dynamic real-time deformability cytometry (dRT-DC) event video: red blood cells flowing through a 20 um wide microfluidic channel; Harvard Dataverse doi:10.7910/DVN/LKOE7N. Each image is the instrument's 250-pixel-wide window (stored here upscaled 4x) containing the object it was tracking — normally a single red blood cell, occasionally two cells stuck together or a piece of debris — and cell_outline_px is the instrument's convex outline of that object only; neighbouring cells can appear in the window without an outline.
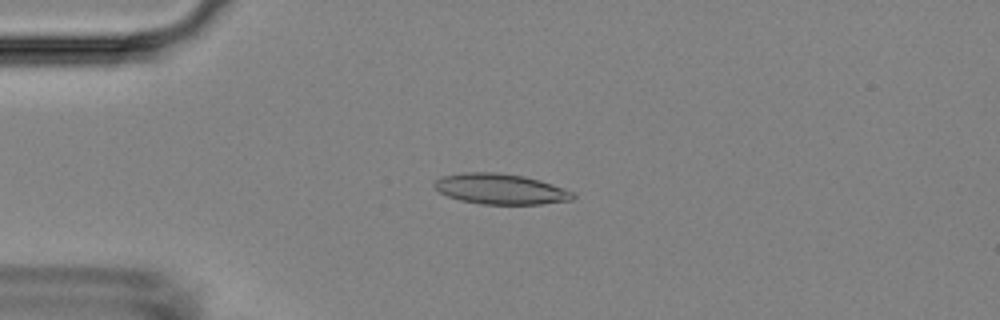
{"species": "Egyptian fruit bat (a non-hibernating species)", "species_latin": "Rousettus aegyptiacus", "temperature_condition": "room temperature", "stored_images_in_passage": 44, "camera_frame_rate_fps": 3000, "um_per_image_px": 0.085, "animal": {"sex": "female"}, "frame": {"image": 1, "passage_image": 3, "time_ms": 0.667, "image_size_px": [1000, 320], "cell_outline_px": [[576, 196], [572, 200], [540, 204], [480, 204], [460, 200], [448, 196], [440, 192], [432, 184], [436, 180], [444, 176], [464, 172], [496, 172], [524, 176], [540, 180], [564, 188], [572, 192]], "centroid_in_image_um": [42.55, 16.06], "position_along_channel_um": 42.4, "area_um2": 24.57}}
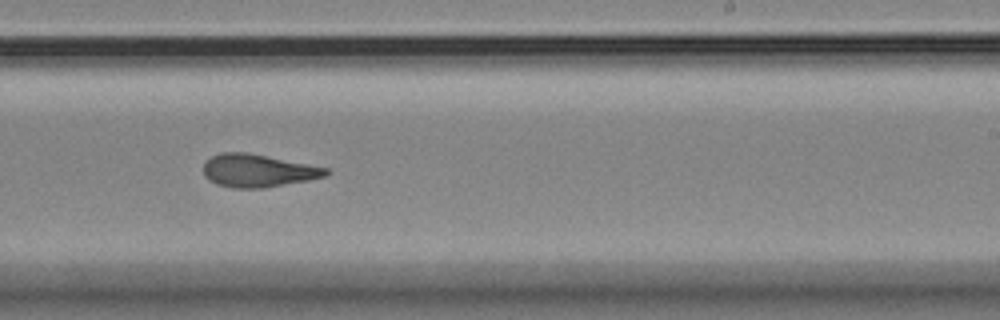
{"frame": {"image": 2, "passage_image": 23, "time_ms": 7.333, "image_size_px": [1000, 320], "cell_outline_px": [[332, 172], [328, 176], [308, 180], [260, 188], [232, 188], [216, 184], [208, 180], [204, 176], [204, 160], [220, 152], [244, 152], [308, 164], [328, 168]], "centroid_in_image_um": [21.9, 14.51], "position_along_channel_um": 267.1, "area_um2": 23.41}}
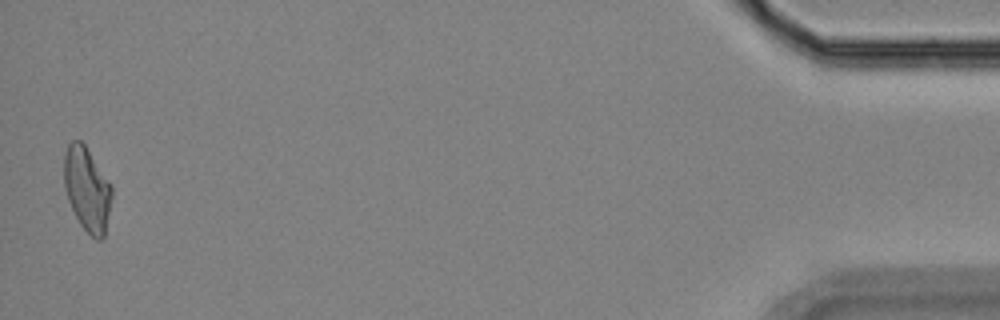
{"frame": {"image": 3, "passage_image": 43, "time_ms": 14.0, "image_size_px": [1000, 320], "cell_outline_px": [[112, 196], [104, 236], [100, 240], [96, 240], [80, 224], [68, 200], [64, 188], [64, 152], [68, 144], [72, 140], [80, 140], [84, 144], [112, 184]], "centroid_in_image_um": [7.4, 16.05], "position_along_channel_um": 427.8, "area_um2": 23.35}, "authors_computed_cell_mechanics": {"area_um2": 23.5535, "velocity_mm_per_s": 3.6998, "shape_relaxation_time_tau1_ms": 7.1359, "shape_relaxation_time_tau2_ms": 1.8445, "deformation_change_tau1": 0.1791, "deformation_change_tau2": 0.0979}}